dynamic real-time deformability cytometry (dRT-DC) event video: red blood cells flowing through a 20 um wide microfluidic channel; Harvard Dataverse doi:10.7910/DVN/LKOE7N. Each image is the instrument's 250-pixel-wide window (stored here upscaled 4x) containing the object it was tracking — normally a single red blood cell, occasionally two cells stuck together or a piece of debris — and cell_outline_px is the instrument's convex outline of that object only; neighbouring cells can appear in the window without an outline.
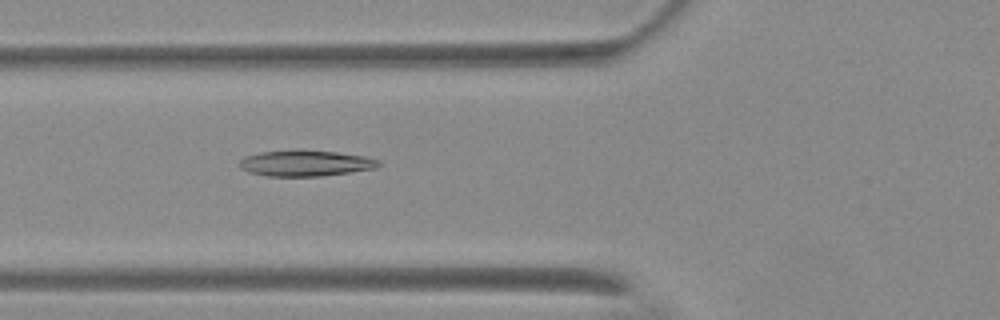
{"species": "Egyptian fruit bat (a non-hibernating species)", "species_latin": "Rousettus aegyptiacus", "temperature_condition": "warm", "stored_images_in_passage": 6, "camera_frame_rate_fps": 3000, "um_per_image_px": 0.085, "animal": {"sex": "female"}, "frame": {"image": 1, "passage_image": 6, "time_ms": 6.667, "image_size_px": [1000, 320], "cell_outline_px": [[380, 164], [376, 168], [320, 176], [264, 176], [248, 172], [240, 168], [240, 160], [244, 156], [260, 152], [296, 148], [336, 152], [368, 156], [380, 160]], "centroid_in_image_um": [25.94, 13.85], "position_along_channel_um": 99.9, "area_um2": 21.5}}